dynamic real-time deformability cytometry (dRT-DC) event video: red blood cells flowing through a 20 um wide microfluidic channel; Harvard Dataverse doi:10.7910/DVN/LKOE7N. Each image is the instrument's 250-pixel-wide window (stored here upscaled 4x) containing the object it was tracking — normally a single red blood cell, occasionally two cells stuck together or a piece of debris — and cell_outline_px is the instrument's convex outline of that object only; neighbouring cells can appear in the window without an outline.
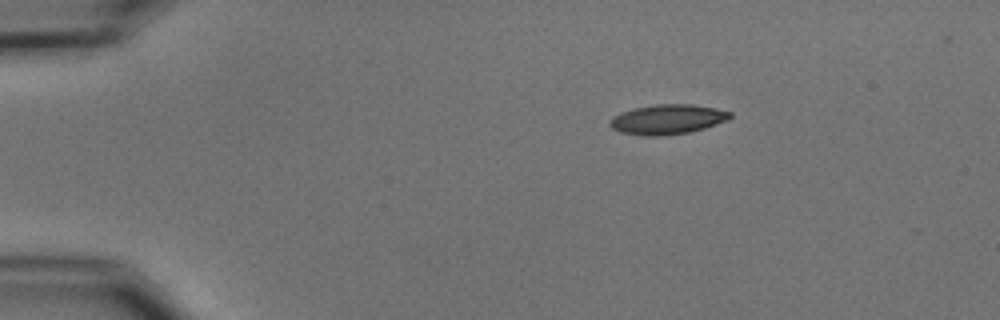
{"species": "common noctule bat (a hibernating species)", "species_latin": "Nyctalus noctula", "temperature_condition": "cold", "stored_images_in_passage": 3, "camera_frame_rate_fps": 3000, "um_per_image_px": 0.085, "animal": {"sex": "male", "body_mass_g": 15.6}, "frame": {"image": 1, "passage_image": 1, "time_ms": 0.0, "image_size_px": [1000, 320], "cell_outline_px": [[732, 116], [728, 120], [704, 128], [688, 132], [664, 136], [644, 136], [620, 132], [612, 128], [608, 124], [608, 120], [612, 116], [620, 112], [632, 108], [656, 104], [692, 104], [716, 108], [732, 112]], "centroid_in_image_um": [56.7, 10.14], "position_along_channel_um": 28.3, "area_um2": 21.15}}
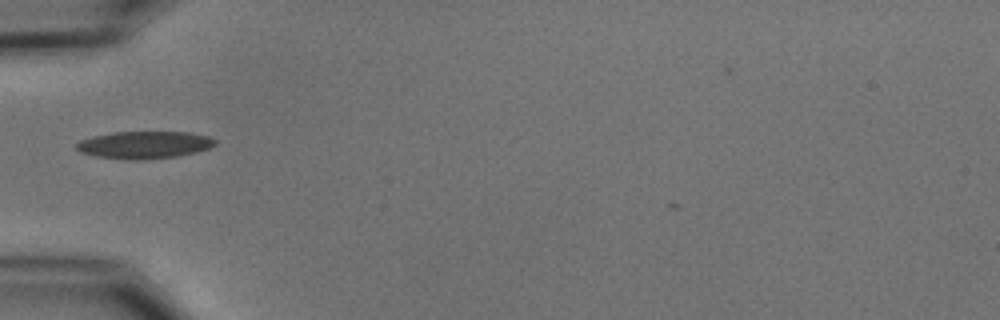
{"frame": {"image": 2, "passage_image": 3, "time_ms": 3.0, "image_size_px": [1000, 320], "cell_outline_px": [[216, 144], [208, 148], [196, 152], [176, 156], [144, 160], [128, 160], [96, 156], [80, 152], [76, 148], [76, 144], [80, 140], [92, 136], [112, 132], [188, 132], [208, 136], [216, 140]], "centroid_in_image_um": [12.25, 12.31], "position_along_channel_um": 72.8, "area_um2": 22.14}}